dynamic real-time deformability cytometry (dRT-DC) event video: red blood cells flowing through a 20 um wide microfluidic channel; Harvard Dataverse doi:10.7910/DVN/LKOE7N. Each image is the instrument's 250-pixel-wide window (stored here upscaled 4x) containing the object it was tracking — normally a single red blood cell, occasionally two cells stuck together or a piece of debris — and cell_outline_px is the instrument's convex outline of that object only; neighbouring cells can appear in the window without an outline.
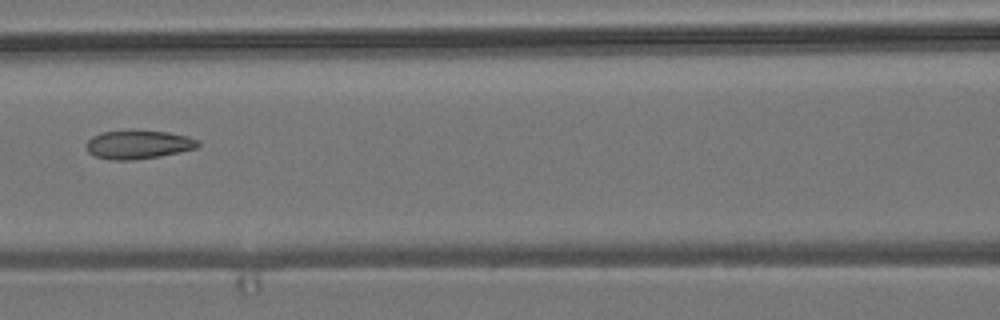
{"species": "common noctule bat (a hibernating species)", "species_latin": "Nyctalus noctula", "temperature_condition": "room temperature", "stored_images_in_passage": 8, "camera_frame_rate_fps": 3000, "um_per_image_px": 0.085, "animal": {"sex": "male", "body_mass_g": 19.2, "forearm_length_mm": 51.8}, "frame": {"image": 1, "passage_image": 5, "time_ms": 4.667, "image_size_px": [1000, 320], "cell_outline_px": [[200, 144], [196, 148], [160, 156], [132, 160], [112, 160], [96, 156], [88, 152], [84, 144], [92, 136], [100, 132], [168, 132], [188, 136], [200, 140]], "centroid_in_image_um": [11.75, 12.31], "position_along_channel_um": 154.9, "area_um2": 18.26}}
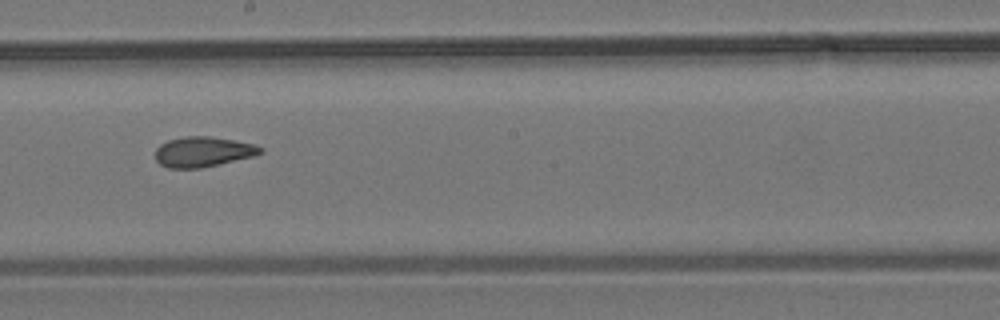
{"frame": {"image": 2, "passage_image": 7, "time_ms": 6.667, "image_size_px": [1000, 320], "cell_outline_px": [[264, 152], [252, 156], [200, 168], [168, 168], [160, 164], [156, 160], [156, 148], [160, 144], [168, 140], [184, 136], [208, 136], [256, 144], [264, 148]], "centroid_in_image_um": [17.25, 12.89], "position_along_channel_um": 231.0, "area_um2": 18.38}}
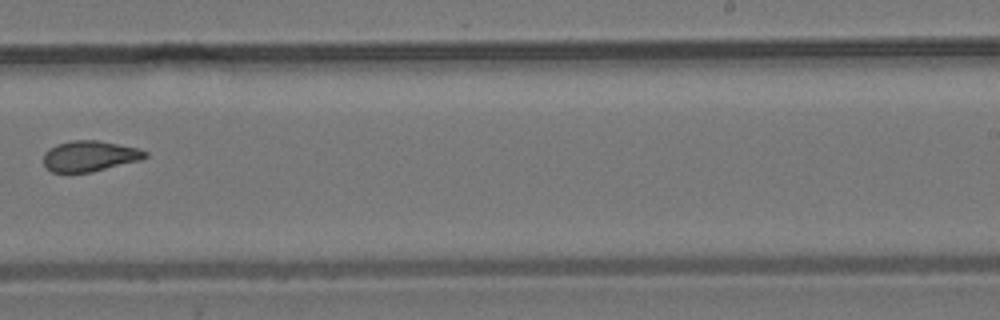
{"frame": {"image": 3, "passage_image": 8, "time_ms": 8.0, "image_size_px": [1000, 320], "cell_outline_px": [[148, 156], [140, 160], [92, 172], [52, 172], [44, 164], [44, 152], [48, 148], [56, 144], [72, 140], [100, 140], [136, 148], [148, 152]], "centroid_in_image_um": [7.61, 13.26], "position_along_channel_um": 281.4, "area_um2": 18.15}}